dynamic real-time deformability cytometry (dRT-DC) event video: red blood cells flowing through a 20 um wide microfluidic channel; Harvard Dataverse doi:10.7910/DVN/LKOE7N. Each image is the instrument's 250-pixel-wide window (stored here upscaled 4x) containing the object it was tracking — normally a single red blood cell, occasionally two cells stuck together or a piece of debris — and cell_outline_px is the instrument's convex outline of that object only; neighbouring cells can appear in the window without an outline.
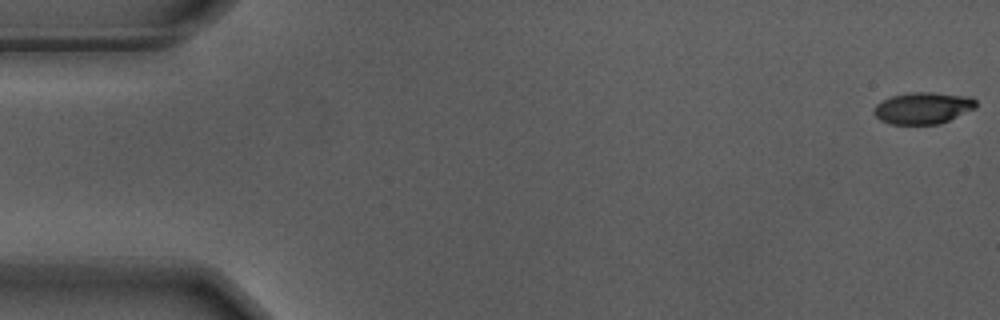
{"species": "Egyptian fruit bat (a non-hibernating species)", "species_latin": "Rousettus aegyptiacus", "temperature_condition": "warm", "stored_images_in_passage": 11, "camera_frame_rate_fps": 3000, "um_per_image_px": 0.085, "animal": {"sex": "male"}, "frame": {"image": 1, "passage_image": 1, "time_ms": 0.0, "image_size_px": [1000, 320], "cell_outline_px": [[976, 108], [940, 124], [892, 124], [880, 120], [872, 112], [876, 104], [892, 96], [912, 92], [932, 92], [968, 96], [976, 100]], "centroid_in_image_um": [78.46, 9.18], "position_along_channel_um": 6.5, "area_um2": 18.79}}